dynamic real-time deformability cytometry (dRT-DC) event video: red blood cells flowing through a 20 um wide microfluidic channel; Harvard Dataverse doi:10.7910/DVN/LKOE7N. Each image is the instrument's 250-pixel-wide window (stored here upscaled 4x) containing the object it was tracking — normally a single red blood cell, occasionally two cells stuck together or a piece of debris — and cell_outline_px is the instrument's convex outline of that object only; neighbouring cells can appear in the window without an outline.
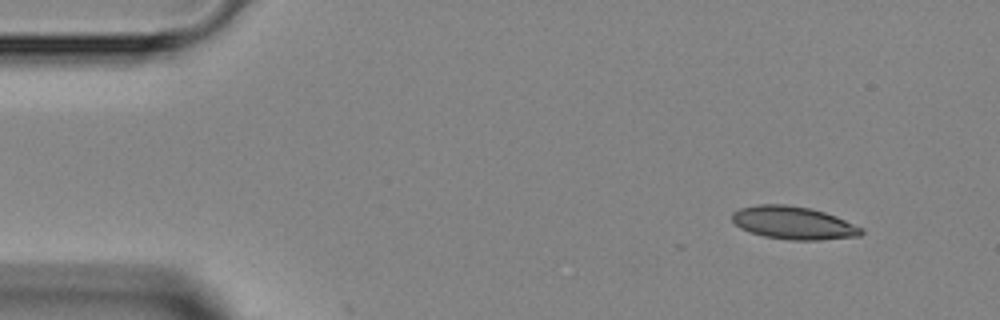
{"species": "Egyptian fruit bat (a non-hibernating species)", "species_latin": "Rousettus aegyptiacus", "temperature_condition": "room temperature", "stored_images_in_passage": 5, "camera_frame_rate_fps": 3000, "um_per_image_px": 0.085, "animal": {"sex": "female"}, "frame": {"image": 1, "passage_image": 1, "time_ms": 0.0, "image_size_px": [1000, 320], "cell_outline_px": [[864, 232], [860, 236], [820, 240], [792, 240], [764, 236], [740, 228], [732, 220], [732, 212], [740, 208], [756, 204], [784, 204], [808, 208], [824, 212], [836, 216], [864, 228]], "centroid_in_image_um": [67.46, 18.94], "position_along_channel_um": 17.5, "area_um2": 24.74}}
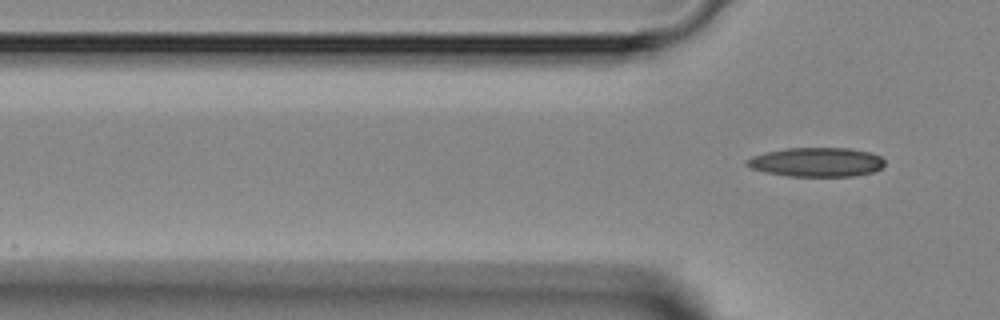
{"frame": {"image": 2, "passage_image": 5, "time_ms": 6.0, "image_size_px": [1000, 320], "cell_outline_px": [[884, 164], [880, 168], [872, 172], [852, 176], [788, 176], [768, 172], [752, 168], [744, 164], [744, 160], [752, 156], [768, 152], [788, 148], [848, 148], [872, 152], [880, 156], [884, 160]], "centroid_in_image_um": [69.41, 13.77], "position_along_channel_um": 56.4, "area_um2": 23.29}}